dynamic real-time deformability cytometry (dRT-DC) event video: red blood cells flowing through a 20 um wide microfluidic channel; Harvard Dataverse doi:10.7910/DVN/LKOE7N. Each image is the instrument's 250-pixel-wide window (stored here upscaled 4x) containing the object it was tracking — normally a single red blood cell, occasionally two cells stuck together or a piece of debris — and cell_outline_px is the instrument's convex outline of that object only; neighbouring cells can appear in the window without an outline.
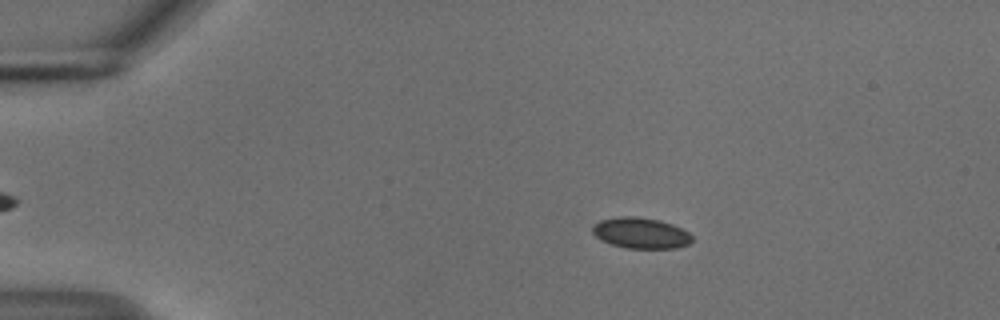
{"species": "common noctule bat (a hibernating species)", "species_latin": "Nyctalus noctula", "temperature_condition": "cold", "stored_images_in_passage": 54, "camera_frame_rate_fps": 3000, "um_per_image_px": 0.085, "animal": {"sex": "male", "body_mass_g": 18.8}, "frame": {"image": 1, "passage_image": 10, "time_ms": 3.0, "image_size_px": [1000, 320], "cell_outline_px": [[692, 240], [688, 244], [676, 248], [624, 248], [600, 240], [592, 232], [592, 228], [600, 220], [616, 216], [636, 216], [660, 220], [672, 224], [688, 232], [692, 236]], "centroid_in_image_um": [54.45, 19.8], "position_along_channel_um": 30.5, "area_um2": 17.92}}
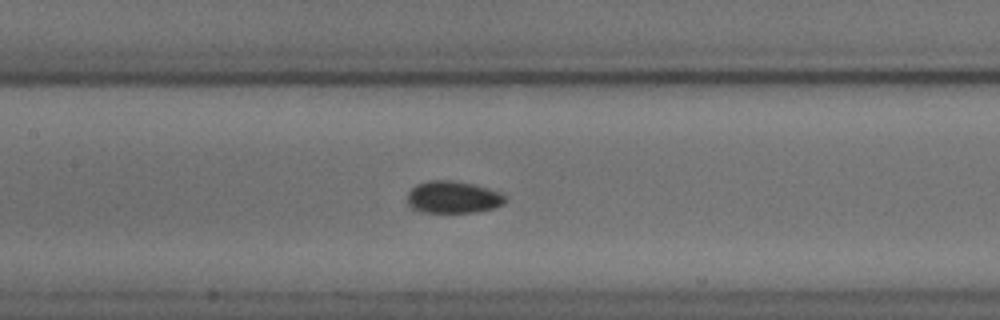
{"frame": {"image": 2, "passage_image": 26, "time_ms": 8.333, "image_size_px": [1000, 320], "cell_outline_px": [[504, 204], [496, 208], [476, 212], [424, 212], [412, 208], [408, 204], [408, 192], [416, 184], [428, 180], [452, 180], [472, 184], [488, 188], [500, 192], [504, 196]], "centroid_in_image_um": [38.5, 16.76], "position_along_channel_um": 168.9, "area_um2": 18.32}}
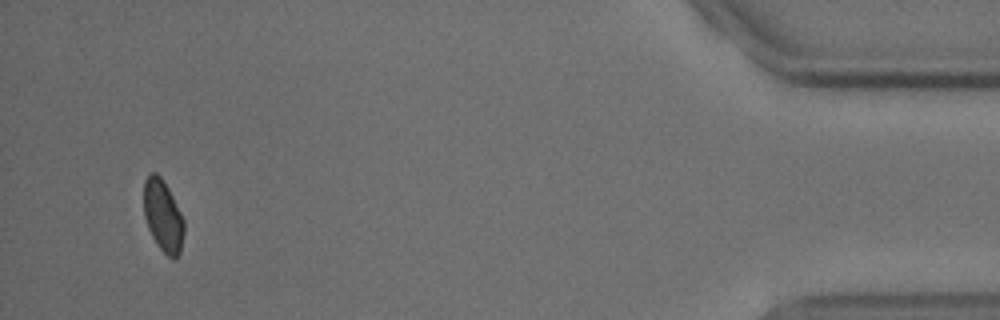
{"frame": {"image": 3, "passage_image": 52, "time_ms": 17.0, "image_size_px": [1000, 320], "cell_outline_px": [[184, 232], [180, 252], [172, 260], [156, 244], [148, 228], [144, 216], [144, 180], [152, 172], [156, 172], [160, 176], [168, 188], [184, 220]], "centroid_in_image_um": [13.85, 18.35], "position_along_channel_um": 421.4, "area_um2": 16.7}, "authors_computed_cell_mechanics": {"area_um2": 17.7735, "velocity_mm_per_s": 3.7226, "shape_relaxation_time_tau1_ms": 6.7356, "shape_relaxation_time_tau2_ms": 1.5701, "deformation_change_tau1": 0.057, "deformation_change_tau2": 0.0382}}